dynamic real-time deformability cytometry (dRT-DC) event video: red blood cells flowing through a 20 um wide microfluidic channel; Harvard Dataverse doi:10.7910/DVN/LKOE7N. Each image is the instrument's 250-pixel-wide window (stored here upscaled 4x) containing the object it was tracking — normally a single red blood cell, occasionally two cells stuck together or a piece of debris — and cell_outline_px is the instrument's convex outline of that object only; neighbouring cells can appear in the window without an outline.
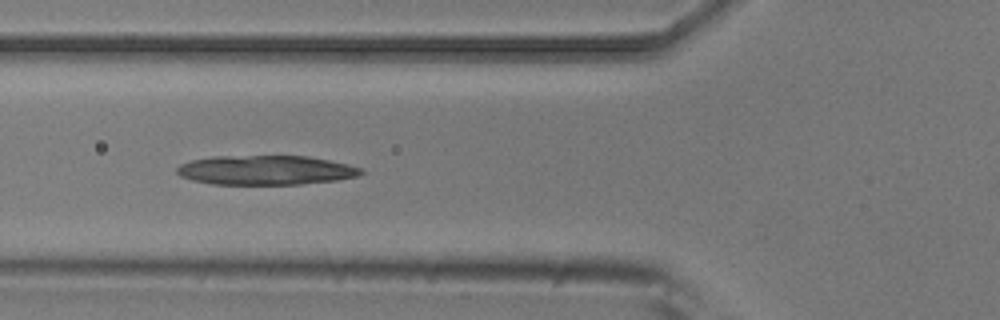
{"species": "common noctule bat (a hibernating species)", "species_latin": "Nyctalus noctula", "temperature_condition": "room temperature", "stored_images_in_passage": 9, "camera_frame_rate_fps": 3000, "um_per_image_px": 0.085, "animal": {"sex": "male", "body_mass_g": 20.5, "forearm_length_mm": 52.5}, "frame": {"image": 1, "passage_image": 4, "time_ms": 1.0, "image_size_px": [1000, 320], "cell_outline_px": [[364, 172], [360, 176], [336, 180], [300, 184], [212, 184], [192, 180], [180, 176], [176, 172], [176, 168], [180, 164], [192, 160], [212, 156], [308, 156], [348, 164], [364, 168]], "centroid_in_image_um": [22.6, 14.46], "position_along_channel_um": 103.2, "area_um2": 31.67}}
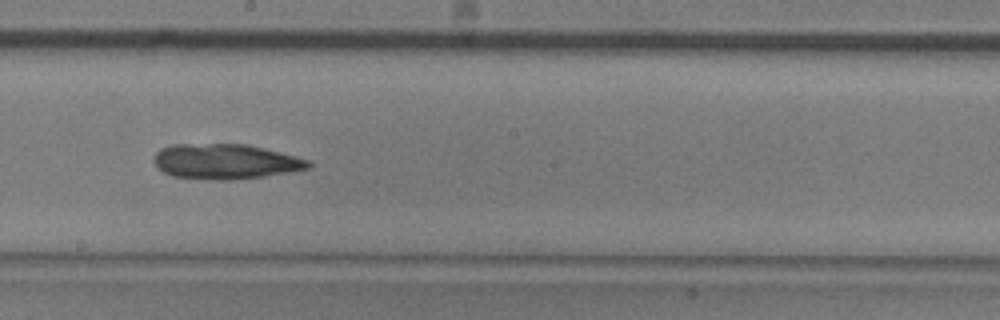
{"frame": {"image": 2, "passage_image": 7, "time_ms": 2.0, "image_size_px": [1000, 320], "cell_outline_px": [[312, 164], [308, 168], [292, 172], [264, 176], [232, 180], [216, 180], [172, 176], [156, 168], [152, 160], [156, 152], [160, 148], [172, 144], [248, 144], [264, 148], [308, 160]], "centroid_in_image_um": [19.1, 13.73], "position_along_channel_um": 229.1, "area_um2": 31.73}}
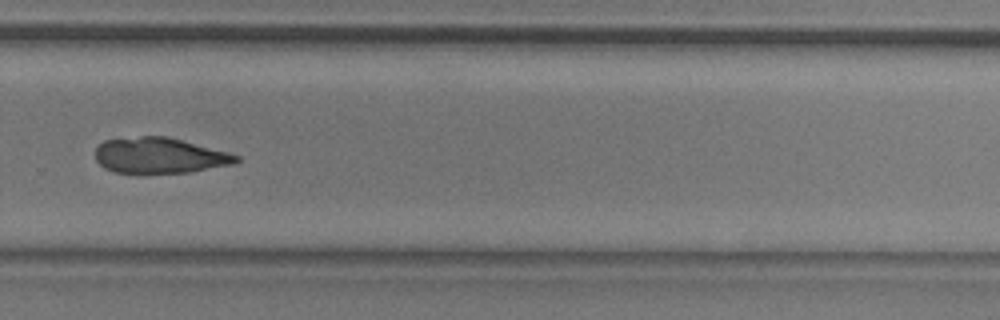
{"frame": {"image": 3, "passage_image": 9, "time_ms": 2.667, "image_size_px": [1000, 320], "cell_outline_px": [[240, 160], [236, 164], [188, 172], [144, 176], [136, 176], [112, 172], [104, 168], [96, 160], [96, 148], [104, 140], [140, 136], [164, 136], [228, 152], [240, 156]], "centroid_in_image_um": [13.53, 13.28], "position_along_channel_um": 316.3, "area_um2": 30.17}}